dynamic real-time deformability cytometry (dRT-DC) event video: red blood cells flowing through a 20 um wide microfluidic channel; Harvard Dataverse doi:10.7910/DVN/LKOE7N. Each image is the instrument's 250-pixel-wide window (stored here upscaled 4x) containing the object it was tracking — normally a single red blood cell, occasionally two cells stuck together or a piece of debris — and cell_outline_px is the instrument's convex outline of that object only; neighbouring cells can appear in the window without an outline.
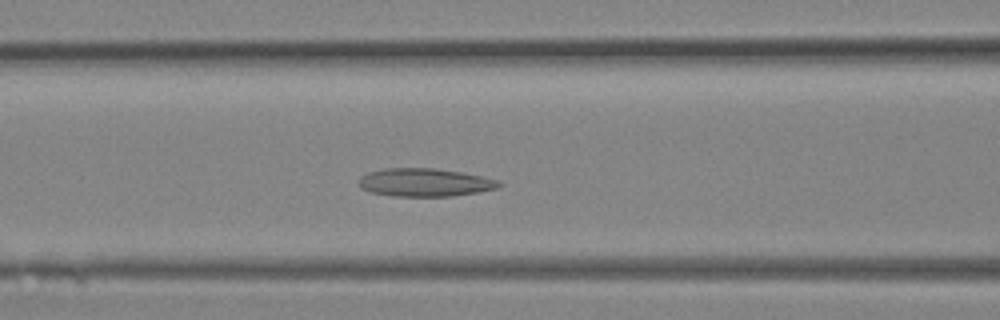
{"species": "Egyptian fruit bat (a non-hibernating species)", "species_latin": "Rousettus aegyptiacus", "temperature_condition": "room temperature", "stored_images_in_passage": 15, "camera_frame_rate_fps": 3000, "um_per_image_px": 0.085, "animal": {"sex": "female"}, "frame": {"image": 1, "passage_image": 11, "time_ms": 3.333, "image_size_px": [1000, 320], "cell_outline_px": [[504, 184], [496, 188], [476, 192], [452, 196], [392, 196], [368, 192], [360, 188], [360, 176], [368, 172], [384, 168], [436, 168], [460, 172], [500, 180]], "centroid_in_image_um": [36.08, 15.5], "position_along_channel_um": 130.5, "area_um2": 23.0}}
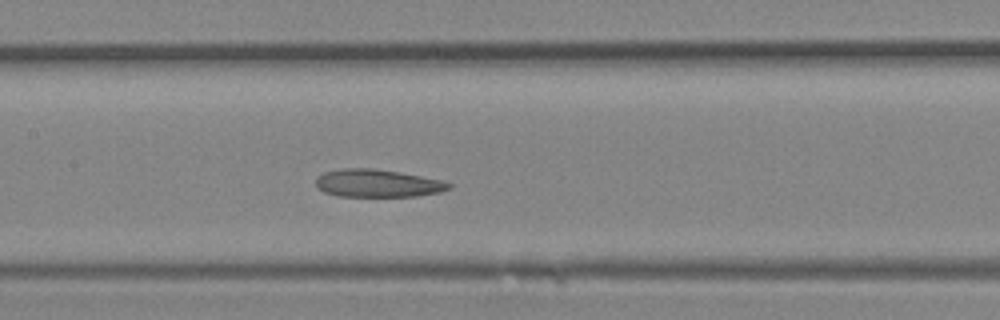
{"frame": {"image": 2, "passage_image": 13, "time_ms": 4.0, "image_size_px": [1000, 320], "cell_outline_px": [[452, 188], [440, 192], [416, 196], [336, 196], [324, 192], [316, 188], [316, 176], [324, 172], [340, 168], [372, 168], [400, 172], [444, 180], [452, 184]], "centroid_in_image_um": [32.08, 15.57], "position_along_channel_um": 175.3, "area_um2": 21.79}}
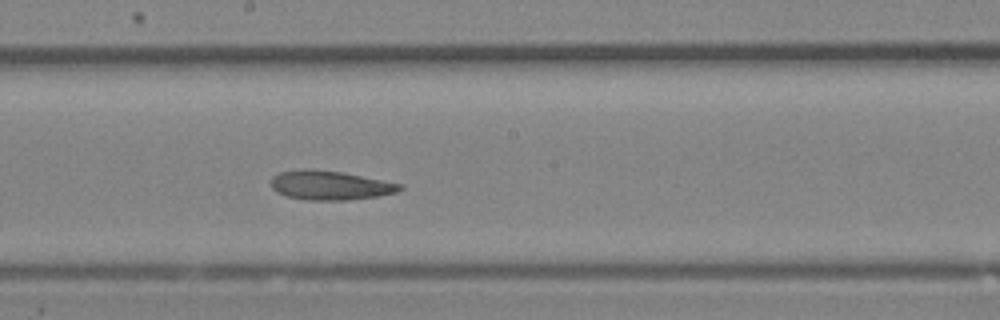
{"frame": {"image": 3, "passage_image": 15, "time_ms": 4.667, "image_size_px": [1000, 320], "cell_outline_px": [[404, 188], [396, 192], [376, 196], [348, 200], [304, 200], [288, 196], [276, 192], [272, 188], [272, 176], [280, 172], [300, 168], [312, 168], [340, 172], [404, 184]], "centroid_in_image_um": [28.04, 15.74], "position_along_channel_um": 220.2, "area_um2": 21.96}}